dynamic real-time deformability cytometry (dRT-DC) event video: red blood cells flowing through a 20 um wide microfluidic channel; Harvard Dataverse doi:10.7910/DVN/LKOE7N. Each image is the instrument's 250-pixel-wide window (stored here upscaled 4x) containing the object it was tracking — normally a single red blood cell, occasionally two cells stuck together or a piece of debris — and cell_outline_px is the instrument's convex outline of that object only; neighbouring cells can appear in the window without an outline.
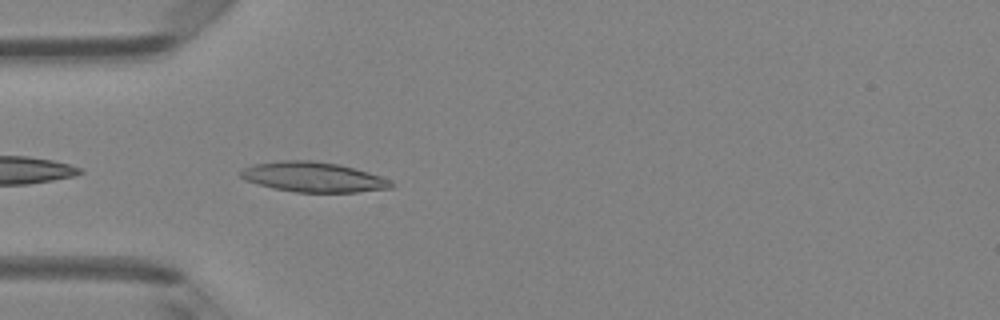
{"species": "Egyptian fruit bat (a non-hibernating species)", "species_latin": "Rousettus aegyptiacus", "temperature_condition": "room temperature", "stored_images_in_passage": 23, "camera_frame_rate_fps": 3000, "um_per_image_px": 0.085, "animal": {"sex": "female"}, "frame": {"image": 1, "passage_image": 2, "time_ms": 0.333, "image_size_px": [1000, 320], "cell_outline_px": [[396, 184], [392, 188], [356, 192], [296, 192], [272, 188], [244, 180], [240, 176], [240, 172], [244, 168], [252, 164], [284, 160], [312, 160], [336, 164], [368, 172], [392, 180]], "centroid_in_image_um": [26.63, 15.05], "position_along_channel_um": 58.4, "area_um2": 26.3}}
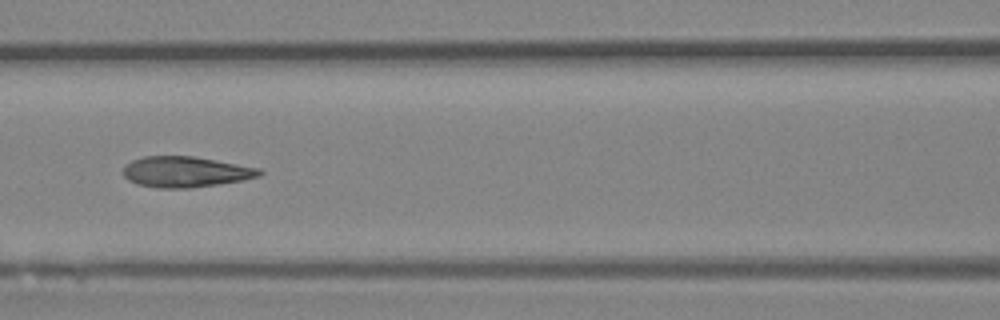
{"frame": {"image": 2, "passage_image": 9, "time_ms": 2.667, "image_size_px": [1000, 320], "cell_outline_px": [[264, 172], [260, 176], [244, 180], [188, 188], [156, 188], [136, 184], [128, 180], [124, 176], [124, 164], [132, 160], [144, 156], [192, 156], [260, 168]], "centroid_in_image_um": [15.75, 14.61], "position_along_channel_um": 150.8, "area_um2": 24.39}}
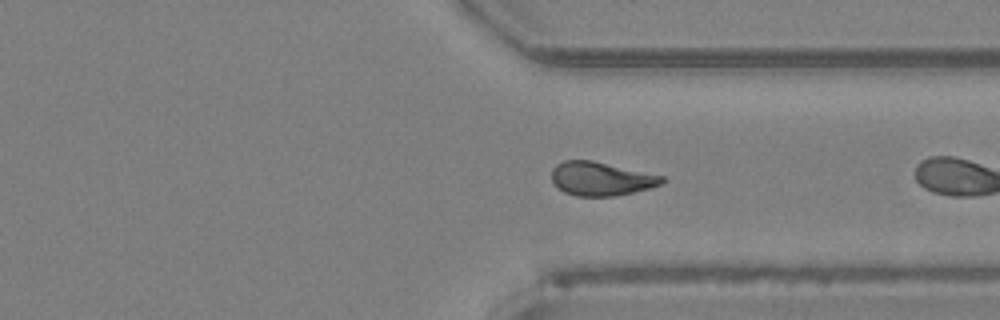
{"frame": {"image": 3, "passage_image": 22, "time_ms": 7.0, "image_size_px": [1000, 320], "cell_outline_px": [[664, 180], [660, 184], [648, 188], [616, 196], [576, 196], [564, 192], [556, 188], [552, 180], [552, 168], [556, 164], [564, 160], [592, 160], [664, 176]], "centroid_in_image_um": [51.03, 15.19], "position_along_channel_um": 360.4, "area_um2": 21.62}}